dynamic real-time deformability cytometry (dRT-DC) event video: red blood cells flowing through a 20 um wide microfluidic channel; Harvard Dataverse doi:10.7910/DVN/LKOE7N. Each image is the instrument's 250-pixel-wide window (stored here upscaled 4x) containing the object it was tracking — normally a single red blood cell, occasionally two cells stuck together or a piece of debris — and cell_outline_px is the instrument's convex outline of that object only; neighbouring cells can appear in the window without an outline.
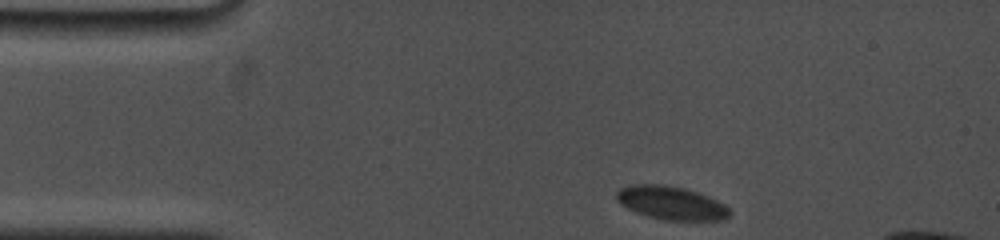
{"species": "common noctule bat (a hibernating species)", "species_latin": "Nyctalus noctula", "temperature_condition": "cold", "stored_images_in_passage": 27, "camera_frame_rate_fps": 5000, "um_per_image_px": 0.085, "animal": {"sex": "female", "body_mass_g": 19.0, "forearm_length_mm": 53.3}, "frame": {"image": 1, "passage_image": 1, "time_ms": 0.0, "image_size_px": [1000, 240], "cell_outline_px": [[732, 216], [724, 220], [664, 220], [648, 216], [636, 212], [620, 204], [616, 200], [616, 192], [620, 188], [632, 184], [664, 184], [684, 188], [708, 196], [724, 204], [732, 212]], "centroid_in_image_um": [57.06, 17.25], "position_along_channel_um": 27.9, "area_um2": 22.14}}
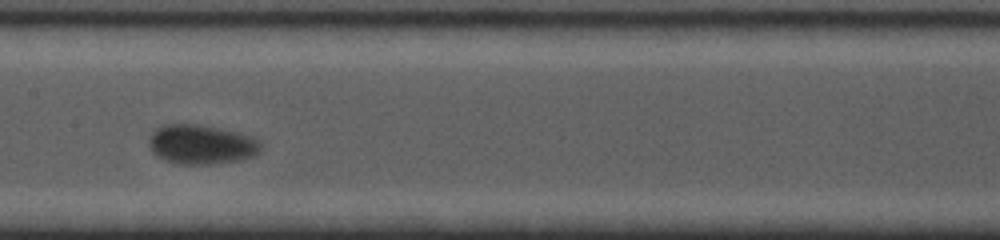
{"frame": {"image": 2, "passage_image": 18, "time_ms": 6.2, "image_size_px": [1000, 240], "cell_outline_px": [[260, 152], [252, 156], [240, 160], [212, 164], [180, 164], [156, 156], [152, 152], [148, 144], [148, 136], [156, 128], [164, 124], [200, 124], [240, 132], [252, 136], [260, 144]], "centroid_in_image_um": [17.09, 12.26], "position_along_channel_um": 190.3, "area_um2": 25.89}}
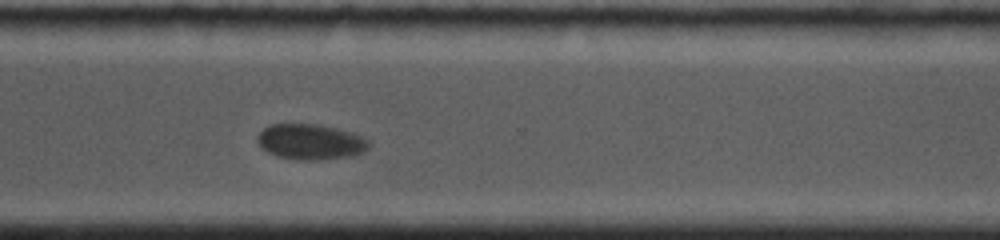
{"frame": {"image": 3, "passage_image": 27, "time_ms": 10.6, "image_size_px": [1000, 240], "cell_outline_px": [[372, 144], [364, 152], [352, 156], [312, 160], [300, 160], [276, 156], [268, 152], [256, 140], [256, 136], [268, 124], [316, 124], [336, 128], [352, 132], [364, 136]], "centroid_in_image_um": [26.42, 12.05], "position_along_channel_um": 344.2, "area_um2": 23.18}}